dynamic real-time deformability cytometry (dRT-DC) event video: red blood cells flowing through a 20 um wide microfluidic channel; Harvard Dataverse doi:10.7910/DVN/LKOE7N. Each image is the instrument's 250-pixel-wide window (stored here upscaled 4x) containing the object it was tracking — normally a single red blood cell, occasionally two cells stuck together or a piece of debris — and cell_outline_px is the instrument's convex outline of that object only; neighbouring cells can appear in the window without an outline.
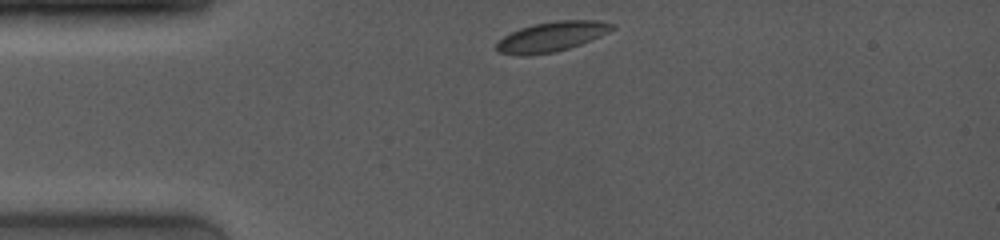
{"species": "common noctule bat (a hibernating species)", "species_latin": "Nyctalus noctula", "temperature_condition": "room temperature", "stored_images_in_passage": 43, "camera_frame_rate_fps": 4000, "um_per_image_px": 0.085, "animal": {"sex": "female", "body_mass_g": 19.0, "forearm_length_mm": 53.3}, "frame": {"image": 1, "passage_image": 1, "time_ms": 0.0, "image_size_px": [1000, 240], "cell_outline_px": [[616, 28], [600, 36], [580, 44], [556, 52], [528, 56], [516, 56], [496, 52], [496, 44], [504, 36], [520, 28], [532, 24], [556, 20], [596, 20], [616, 24]], "centroid_in_image_um": [46.87, 3.12], "position_along_channel_um": 38.1, "area_um2": 20.35}}
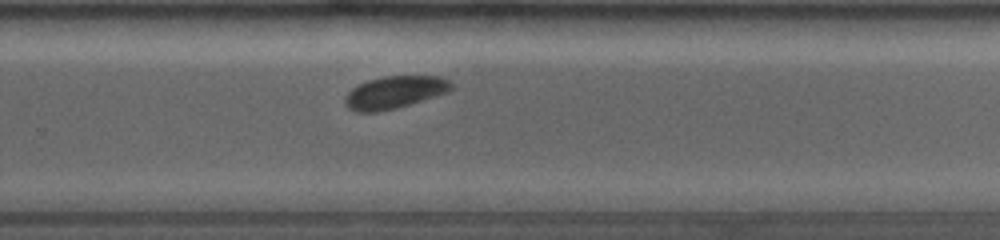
{"frame": {"image": 2, "passage_image": 28, "time_ms": 7.25, "image_size_px": [1000, 240], "cell_outline_px": [[452, 88], [448, 92], [396, 108], [376, 112], [356, 112], [348, 108], [344, 104], [344, 96], [352, 88], [368, 80], [384, 76], [440, 76], [452, 80]], "centroid_in_image_um": [33.53, 7.84], "position_along_channel_um": 296.3, "area_um2": 20.11}}
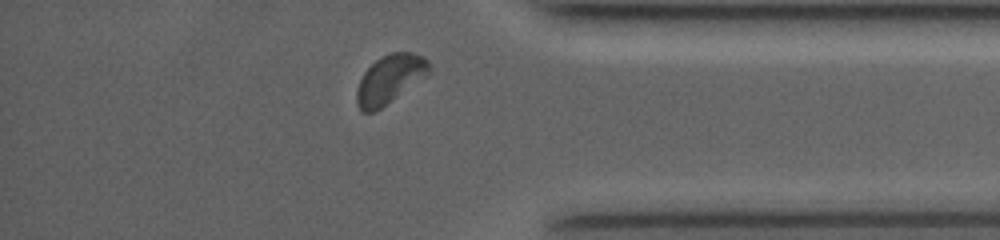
{"frame": {"image": 3, "passage_image": 39, "time_ms": 10.0, "image_size_px": [1000, 240], "cell_outline_px": [[432, 68], [428, 76], [380, 108], [372, 112], [360, 112], [356, 104], [356, 88], [364, 72], [380, 56], [392, 52], [412, 52], [424, 56], [428, 60]], "centroid_in_image_um": [33.16, 6.72], "position_along_channel_um": 402.0, "area_um2": 20.75}, "authors_computed_cell_mechanics": {"area_um2": 20.1722, "velocity_mm_per_s": 4.0087, "shape_relaxation_time_tau1_ms": 6.6724, "shape_relaxation_time_tau2_ms": null, "deformation_change_tau1": 0.1832, "deformation_change_tau2": null}}